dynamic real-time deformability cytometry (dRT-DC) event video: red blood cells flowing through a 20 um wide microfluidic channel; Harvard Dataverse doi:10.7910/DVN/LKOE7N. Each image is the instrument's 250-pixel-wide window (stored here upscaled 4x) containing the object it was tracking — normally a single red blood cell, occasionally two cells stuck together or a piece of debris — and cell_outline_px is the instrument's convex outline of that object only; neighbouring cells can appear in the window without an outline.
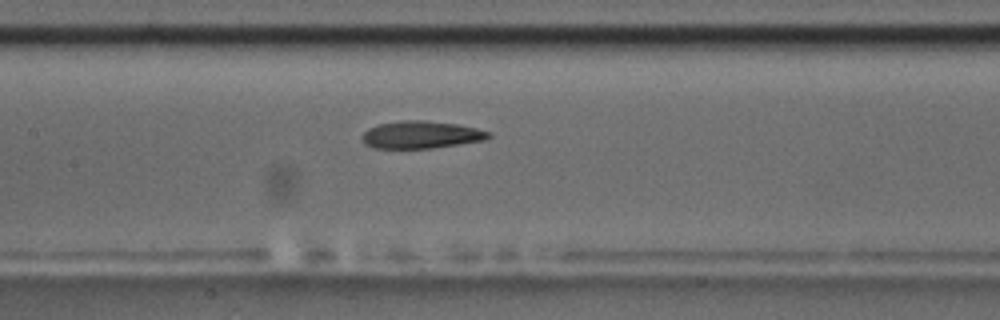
{"species": "common noctule bat (a hibernating species)", "species_latin": "Nyctalus noctula", "temperature_condition": "room temperature", "stored_images_in_passage": 32, "camera_frame_rate_fps": 3000, "um_per_image_px": 0.085, "animal": {"sex": "male", "body_mass_g": 17.5, "forearm_length_mm": 52.3}, "frame": {"image": 1, "passage_image": 14, "time_ms": 4.333, "image_size_px": [1000, 320], "cell_outline_px": [[492, 136], [484, 140], [460, 144], [432, 148], [372, 148], [364, 144], [360, 136], [368, 128], [380, 124], [400, 120], [424, 120], [460, 124], [492, 132]], "centroid_in_image_um": [35.79, 11.45], "position_along_channel_um": 171.6, "area_um2": 20.46}, "authors_computed_cell_mechanics": {"area_um2": 20.519, "velocity_mm_per_s": 3.5836, "shape_relaxation_time_tau1_ms": null, "shape_relaxation_time_tau2_ms": 3.1204, "deformation_change_tau1": null, "deformation_change_tau2": 0.1109}}